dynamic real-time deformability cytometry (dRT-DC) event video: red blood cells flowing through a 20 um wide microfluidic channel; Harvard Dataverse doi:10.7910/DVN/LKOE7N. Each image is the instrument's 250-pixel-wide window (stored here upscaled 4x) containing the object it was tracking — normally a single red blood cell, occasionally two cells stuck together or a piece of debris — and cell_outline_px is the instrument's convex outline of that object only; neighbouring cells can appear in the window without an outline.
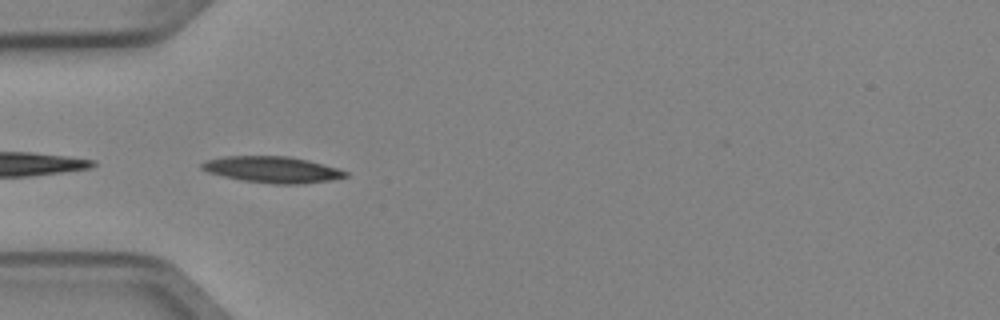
{"species": "Egyptian fruit bat (a non-hibernating species)", "species_latin": "Rousettus aegyptiacus", "temperature_condition": "cold", "stored_images_in_passage": 5, "camera_frame_rate_fps": 3000, "um_per_image_px": 0.085, "animal": {"sex": "female"}, "frame": {"image": 1, "passage_image": 4, "time_ms": 1.0, "image_size_px": [1000, 320], "cell_outline_px": [[348, 176], [332, 180], [300, 184], [276, 184], [244, 180], [224, 176], [208, 172], [200, 168], [200, 164], [204, 160], [224, 156], [288, 156], [308, 160], [336, 168], [348, 172]], "centroid_in_image_um": [23.13, 14.41], "position_along_channel_um": 61.9, "area_um2": 21.91}}
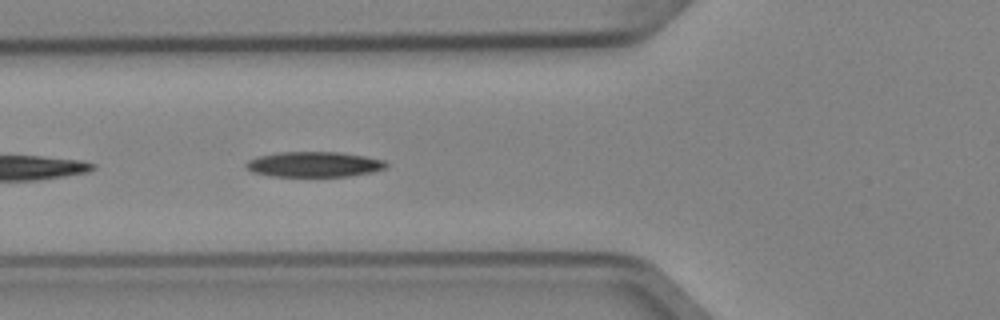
{"frame": {"image": 2, "passage_image": 5, "time_ms": 1.333, "image_size_px": [1000, 320], "cell_outline_px": [[388, 164], [384, 168], [372, 172], [348, 176], [272, 176], [252, 172], [244, 164], [248, 160], [260, 156], [280, 152], [340, 152], [364, 156], [384, 160]], "centroid_in_image_um": [26.7, 13.97], "position_along_channel_um": 99.1, "area_um2": 20.46}}